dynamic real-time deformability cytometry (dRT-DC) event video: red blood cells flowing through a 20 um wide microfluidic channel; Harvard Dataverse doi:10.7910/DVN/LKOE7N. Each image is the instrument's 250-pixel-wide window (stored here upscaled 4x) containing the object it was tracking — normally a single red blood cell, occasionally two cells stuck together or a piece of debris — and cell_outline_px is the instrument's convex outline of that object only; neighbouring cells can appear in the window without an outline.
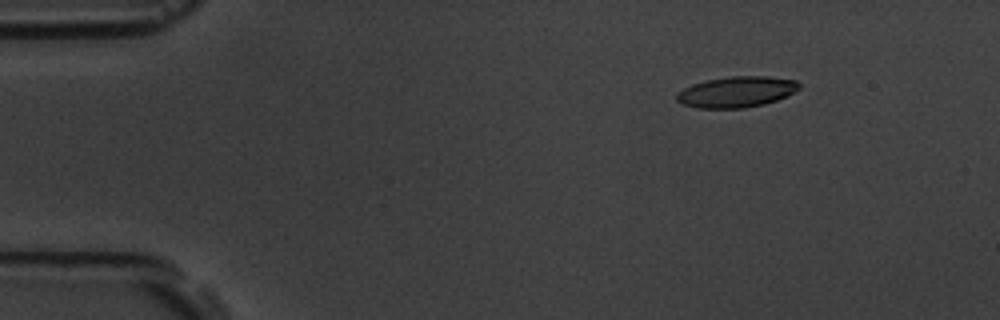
{"species": "common noctule bat (a hibernating species)", "species_latin": "Nyctalus noctula", "temperature_condition": "room temperature", "stored_images_in_passage": 6, "camera_frame_rate_fps": 3000, "um_per_image_px": 0.085, "animal": {"sex": "male", "body_mass_g": 19.5, "forearm_length_mm": 54.6}, "frame": {"image": 1, "passage_image": 2, "time_ms": 2.333, "image_size_px": [1000, 320], "cell_outline_px": [[800, 88], [788, 96], [764, 104], [744, 108], [696, 108], [680, 104], [676, 100], [676, 96], [684, 88], [692, 84], [708, 80], [732, 76], [764, 76], [796, 80], [800, 84]], "centroid_in_image_um": [62.61, 7.82], "position_along_channel_um": 22.4, "area_um2": 22.02}}
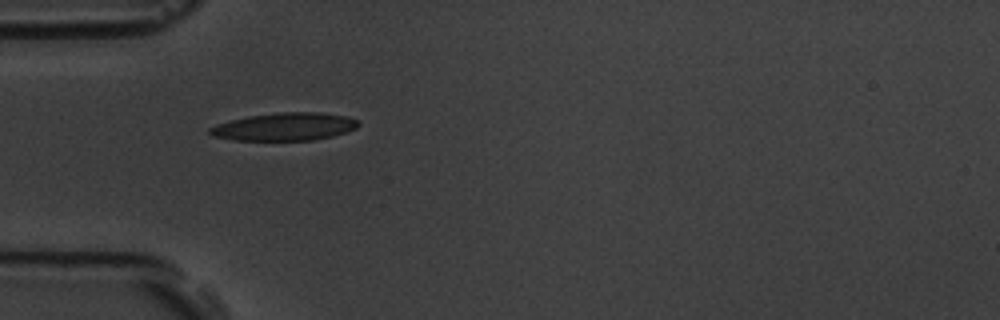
{"frame": {"image": 2, "passage_image": 5, "time_ms": 5.667, "image_size_px": [1000, 320], "cell_outline_px": [[360, 124], [356, 128], [332, 136], [312, 140], [236, 140], [212, 136], [208, 132], [208, 128], [216, 124], [248, 116], [276, 112], [320, 112], [348, 116], [360, 120]], "centroid_in_image_um": [24.21, 10.76], "position_along_channel_um": 60.8, "area_um2": 24.16}}
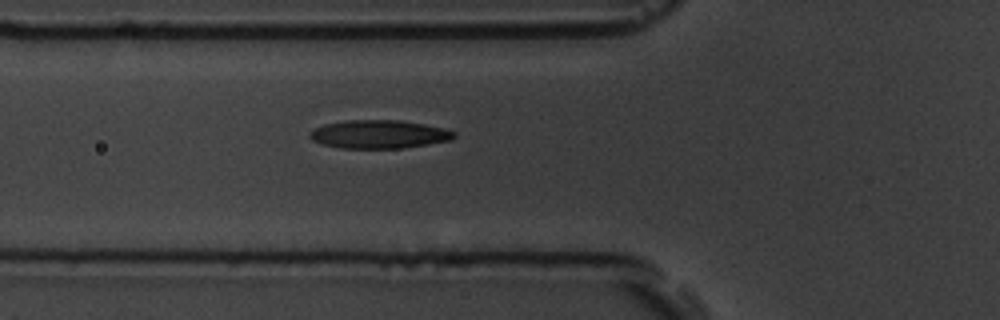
{"frame": {"image": 3, "passage_image": 6, "time_ms": 6.667, "image_size_px": [1000, 320], "cell_outline_px": [[456, 136], [452, 140], [404, 148], [340, 148], [324, 144], [312, 140], [308, 136], [308, 132], [324, 124], [348, 120], [400, 120], [424, 124], [444, 128], [456, 132]], "centroid_in_image_um": [32.23, 11.41], "position_along_channel_um": 93.6, "area_um2": 23.87}}